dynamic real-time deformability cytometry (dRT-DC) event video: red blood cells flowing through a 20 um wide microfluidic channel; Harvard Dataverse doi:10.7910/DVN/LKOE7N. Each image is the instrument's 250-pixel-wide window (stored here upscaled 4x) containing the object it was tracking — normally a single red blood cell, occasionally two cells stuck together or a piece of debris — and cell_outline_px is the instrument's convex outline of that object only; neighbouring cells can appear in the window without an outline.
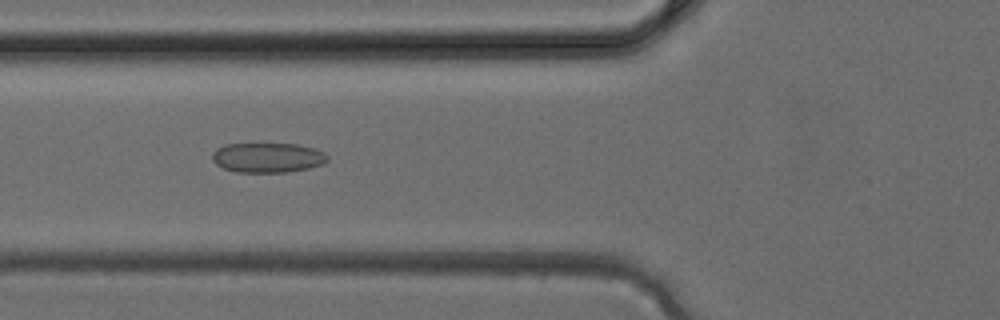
{"species": "common noctule bat (a hibernating species)", "species_latin": "Nyctalus noctula", "temperature_condition": "cold", "stored_images_in_passage": 30, "camera_frame_rate_fps": 3000, "um_per_image_px": 0.085, "animal": {"sex": "female", "body_mass_g": 24.6, "forearm_length_mm": 56.2}, "frame": {"image": 1, "passage_image": 7, "time_ms": 2.0, "image_size_px": [1000, 320], "cell_outline_px": [[328, 160], [324, 164], [308, 168], [288, 172], [236, 172], [224, 168], [216, 164], [212, 160], [212, 152], [216, 148], [224, 144], [296, 144], [312, 148], [324, 152], [328, 156]], "centroid_in_image_um": [22.73, 13.4], "position_along_channel_um": 103.1, "area_um2": 20.06}}
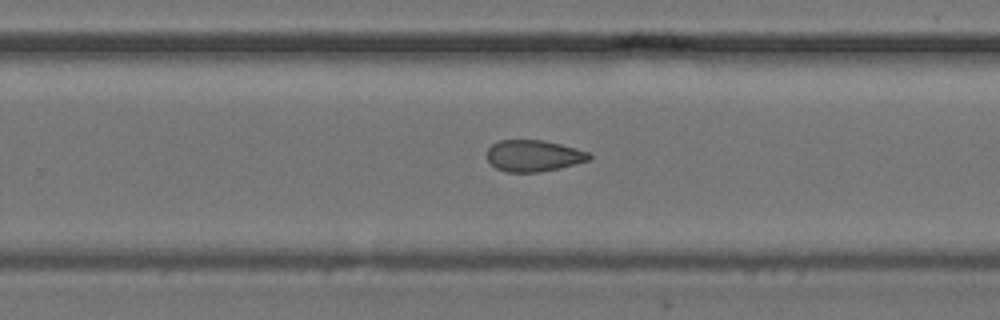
{"frame": {"image": 2, "passage_image": 17, "time_ms": 5.333, "image_size_px": [1000, 320], "cell_outline_px": [[592, 156], [588, 160], [540, 172], [508, 172], [496, 168], [488, 160], [488, 148], [492, 144], [500, 140], [544, 140], [576, 148], [588, 152]], "centroid_in_image_um": [45.33, 13.23], "position_along_channel_um": 284.5, "area_um2": 18.44}}
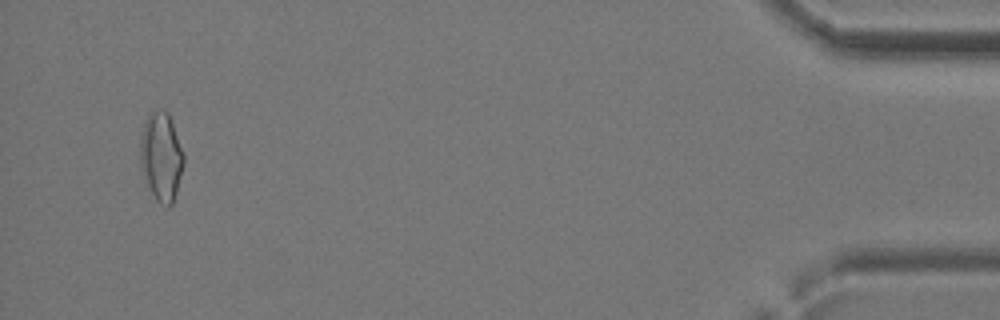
{"frame": {"image": 3, "passage_image": 29, "time_ms": 9.333, "image_size_px": [1000, 320], "cell_outline_px": [[184, 164], [176, 192], [172, 204], [168, 208], [160, 204], [156, 200], [140, 172], [140, 136], [144, 120], [152, 112], [168, 112], [184, 152]], "centroid_in_image_um": [13.69, 13.36], "position_along_channel_um": 421.5, "area_um2": 22.6}}